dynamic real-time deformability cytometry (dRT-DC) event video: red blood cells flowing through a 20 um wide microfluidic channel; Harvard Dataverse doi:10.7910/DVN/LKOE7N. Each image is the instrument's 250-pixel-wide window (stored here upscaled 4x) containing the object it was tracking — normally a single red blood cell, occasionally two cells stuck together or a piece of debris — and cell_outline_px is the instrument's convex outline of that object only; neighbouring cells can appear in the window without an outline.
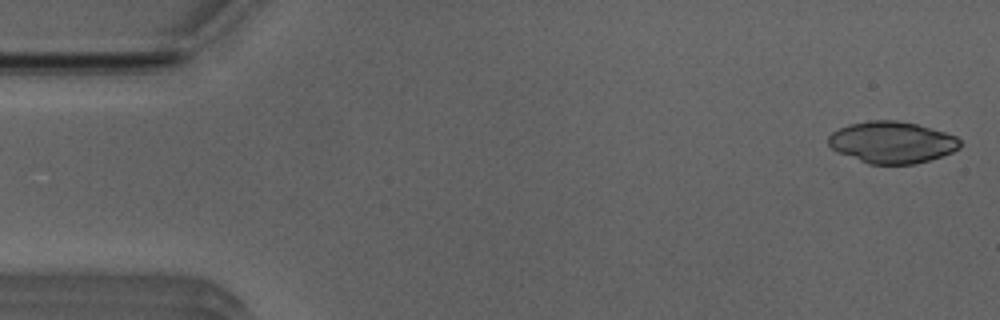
{"species": "Egyptian fruit bat (a non-hibernating species)", "species_latin": "Rousettus aegyptiacus", "temperature_condition": "room temperature", "stored_images_in_passage": 4, "camera_frame_rate_fps": 3000, "um_per_image_px": 0.085, "animal": {"sex": "male"}, "frame": {"image": 1, "passage_image": 1, "time_ms": 0.0, "image_size_px": [1000, 320], "cell_outline_px": [[964, 144], [960, 148], [952, 152], [928, 160], [912, 164], [868, 164], [840, 152], [832, 148], [828, 144], [828, 136], [832, 132], [848, 124], [868, 120], [896, 120], [916, 124], [944, 132], [956, 136]], "centroid_in_image_um": [75.83, 12.09], "position_along_channel_um": 9.2, "area_um2": 31.85}}